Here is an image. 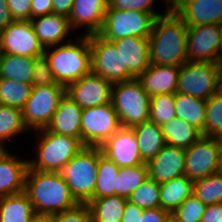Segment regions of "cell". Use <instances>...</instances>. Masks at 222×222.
<instances>
[{
  "label": "cell",
  "instance_id": "ee69618b",
  "mask_svg": "<svg viewBox=\"0 0 222 222\" xmlns=\"http://www.w3.org/2000/svg\"><path fill=\"white\" fill-rule=\"evenodd\" d=\"M32 0H7L14 21L31 19Z\"/></svg>",
  "mask_w": 222,
  "mask_h": 222
},
{
  "label": "cell",
  "instance_id": "6da1fadb",
  "mask_svg": "<svg viewBox=\"0 0 222 222\" xmlns=\"http://www.w3.org/2000/svg\"><path fill=\"white\" fill-rule=\"evenodd\" d=\"M188 27L169 9L156 17L149 36V61L152 65L177 66L188 62Z\"/></svg>",
  "mask_w": 222,
  "mask_h": 222
},
{
  "label": "cell",
  "instance_id": "484cf974",
  "mask_svg": "<svg viewBox=\"0 0 222 222\" xmlns=\"http://www.w3.org/2000/svg\"><path fill=\"white\" fill-rule=\"evenodd\" d=\"M193 183L183 175L160 184V207L173 213L178 206L193 194Z\"/></svg>",
  "mask_w": 222,
  "mask_h": 222
},
{
  "label": "cell",
  "instance_id": "cb8c5ba5",
  "mask_svg": "<svg viewBox=\"0 0 222 222\" xmlns=\"http://www.w3.org/2000/svg\"><path fill=\"white\" fill-rule=\"evenodd\" d=\"M113 42L121 51L123 68H128L136 78L150 66L149 38L130 36Z\"/></svg>",
  "mask_w": 222,
  "mask_h": 222
},
{
  "label": "cell",
  "instance_id": "4fadbf2b",
  "mask_svg": "<svg viewBox=\"0 0 222 222\" xmlns=\"http://www.w3.org/2000/svg\"><path fill=\"white\" fill-rule=\"evenodd\" d=\"M0 51L18 56L40 57L45 48L34 32L30 20H19L13 21L0 31Z\"/></svg>",
  "mask_w": 222,
  "mask_h": 222
},
{
  "label": "cell",
  "instance_id": "74e56055",
  "mask_svg": "<svg viewBox=\"0 0 222 222\" xmlns=\"http://www.w3.org/2000/svg\"><path fill=\"white\" fill-rule=\"evenodd\" d=\"M127 201L142 209L160 207V183L148 178L129 195Z\"/></svg>",
  "mask_w": 222,
  "mask_h": 222
},
{
  "label": "cell",
  "instance_id": "8992f818",
  "mask_svg": "<svg viewBox=\"0 0 222 222\" xmlns=\"http://www.w3.org/2000/svg\"><path fill=\"white\" fill-rule=\"evenodd\" d=\"M111 102L121 127L131 128L149 119L150 96L136 78L113 84Z\"/></svg>",
  "mask_w": 222,
  "mask_h": 222
},
{
  "label": "cell",
  "instance_id": "c3c4849f",
  "mask_svg": "<svg viewBox=\"0 0 222 222\" xmlns=\"http://www.w3.org/2000/svg\"><path fill=\"white\" fill-rule=\"evenodd\" d=\"M143 210L139 206L127 201L121 222H138V215H142Z\"/></svg>",
  "mask_w": 222,
  "mask_h": 222
},
{
  "label": "cell",
  "instance_id": "30bf717a",
  "mask_svg": "<svg viewBox=\"0 0 222 222\" xmlns=\"http://www.w3.org/2000/svg\"><path fill=\"white\" fill-rule=\"evenodd\" d=\"M64 95V85L33 86L22 109L25 126L35 131L46 128Z\"/></svg>",
  "mask_w": 222,
  "mask_h": 222
},
{
  "label": "cell",
  "instance_id": "f5cc1de1",
  "mask_svg": "<svg viewBox=\"0 0 222 222\" xmlns=\"http://www.w3.org/2000/svg\"><path fill=\"white\" fill-rule=\"evenodd\" d=\"M218 67V92L222 93V57L217 61Z\"/></svg>",
  "mask_w": 222,
  "mask_h": 222
},
{
  "label": "cell",
  "instance_id": "bcb514c9",
  "mask_svg": "<svg viewBox=\"0 0 222 222\" xmlns=\"http://www.w3.org/2000/svg\"><path fill=\"white\" fill-rule=\"evenodd\" d=\"M53 12L52 0H32L31 19Z\"/></svg>",
  "mask_w": 222,
  "mask_h": 222
},
{
  "label": "cell",
  "instance_id": "7a4b0ae2",
  "mask_svg": "<svg viewBox=\"0 0 222 222\" xmlns=\"http://www.w3.org/2000/svg\"><path fill=\"white\" fill-rule=\"evenodd\" d=\"M37 214H56L79 203L60 172H44L28 168L25 190Z\"/></svg>",
  "mask_w": 222,
  "mask_h": 222
},
{
  "label": "cell",
  "instance_id": "8d00e7d4",
  "mask_svg": "<svg viewBox=\"0 0 222 222\" xmlns=\"http://www.w3.org/2000/svg\"><path fill=\"white\" fill-rule=\"evenodd\" d=\"M175 117V93L157 94L150 97L149 121L161 126Z\"/></svg>",
  "mask_w": 222,
  "mask_h": 222
},
{
  "label": "cell",
  "instance_id": "f6af8a7d",
  "mask_svg": "<svg viewBox=\"0 0 222 222\" xmlns=\"http://www.w3.org/2000/svg\"><path fill=\"white\" fill-rule=\"evenodd\" d=\"M168 214L161 207L144 209L142 215H138V222H165Z\"/></svg>",
  "mask_w": 222,
  "mask_h": 222
},
{
  "label": "cell",
  "instance_id": "4316f807",
  "mask_svg": "<svg viewBox=\"0 0 222 222\" xmlns=\"http://www.w3.org/2000/svg\"><path fill=\"white\" fill-rule=\"evenodd\" d=\"M176 117L199 129L204 136L206 119V100L196 98L190 94L175 93Z\"/></svg>",
  "mask_w": 222,
  "mask_h": 222
},
{
  "label": "cell",
  "instance_id": "f546056e",
  "mask_svg": "<svg viewBox=\"0 0 222 222\" xmlns=\"http://www.w3.org/2000/svg\"><path fill=\"white\" fill-rule=\"evenodd\" d=\"M35 214L25 192L0 198V222H29Z\"/></svg>",
  "mask_w": 222,
  "mask_h": 222
},
{
  "label": "cell",
  "instance_id": "ba28073f",
  "mask_svg": "<svg viewBox=\"0 0 222 222\" xmlns=\"http://www.w3.org/2000/svg\"><path fill=\"white\" fill-rule=\"evenodd\" d=\"M91 50V72L108 80L112 84L133 80L136 77L123 68L121 51L113 41L103 38L99 33L89 35Z\"/></svg>",
  "mask_w": 222,
  "mask_h": 222
},
{
  "label": "cell",
  "instance_id": "7402d4cb",
  "mask_svg": "<svg viewBox=\"0 0 222 222\" xmlns=\"http://www.w3.org/2000/svg\"><path fill=\"white\" fill-rule=\"evenodd\" d=\"M180 67L152 65L136 79L150 97L157 94L176 93Z\"/></svg>",
  "mask_w": 222,
  "mask_h": 222
},
{
  "label": "cell",
  "instance_id": "f35d334b",
  "mask_svg": "<svg viewBox=\"0 0 222 222\" xmlns=\"http://www.w3.org/2000/svg\"><path fill=\"white\" fill-rule=\"evenodd\" d=\"M204 136H222V93L217 92L206 100Z\"/></svg>",
  "mask_w": 222,
  "mask_h": 222
},
{
  "label": "cell",
  "instance_id": "5bb4252c",
  "mask_svg": "<svg viewBox=\"0 0 222 222\" xmlns=\"http://www.w3.org/2000/svg\"><path fill=\"white\" fill-rule=\"evenodd\" d=\"M187 57L191 62H214L221 58V32L218 24L188 27Z\"/></svg>",
  "mask_w": 222,
  "mask_h": 222
},
{
  "label": "cell",
  "instance_id": "11a10c76",
  "mask_svg": "<svg viewBox=\"0 0 222 222\" xmlns=\"http://www.w3.org/2000/svg\"><path fill=\"white\" fill-rule=\"evenodd\" d=\"M165 222H182V221L173 213H169Z\"/></svg>",
  "mask_w": 222,
  "mask_h": 222
},
{
  "label": "cell",
  "instance_id": "60d3db41",
  "mask_svg": "<svg viewBox=\"0 0 222 222\" xmlns=\"http://www.w3.org/2000/svg\"><path fill=\"white\" fill-rule=\"evenodd\" d=\"M33 86H50V85H62L59 84L53 74L47 58L42 55L35 57L33 64L32 75Z\"/></svg>",
  "mask_w": 222,
  "mask_h": 222
},
{
  "label": "cell",
  "instance_id": "9a60e30c",
  "mask_svg": "<svg viewBox=\"0 0 222 222\" xmlns=\"http://www.w3.org/2000/svg\"><path fill=\"white\" fill-rule=\"evenodd\" d=\"M113 84L101 76L90 72L78 81L65 87V94L82 109L96 107L111 102Z\"/></svg>",
  "mask_w": 222,
  "mask_h": 222
},
{
  "label": "cell",
  "instance_id": "f1b7e54d",
  "mask_svg": "<svg viewBox=\"0 0 222 222\" xmlns=\"http://www.w3.org/2000/svg\"><path fill=\"white\" fill-rule=\"evenodd\" d=\"M35 57L0 53V78L32 84Z\"/></svg>",
  "mask_w": 222,
  "mask_h": 222
},
{
  "label": "cell",
  "instance_id": "3957f363",
  "mask_svg": "<svg viewBox=\"0 0 222 222\" xmlns=\"http://www.w3.org/2000/svg\"><path fill=\"white\" fill-rule=\"evenodd\" d=\"M78 38L75 43L74 41L71 43L72 40H70L47 47L43 54L49 62L56 81L65 87L91 72L89 35L82 34Z\"/></svg>",
  "mask_w": 222,
  "mask_h": 222
},
{
  "label": "cell",
  "instance_id": "5b68a950",
  "mask_svg": "<svg viewBox=\"0 0 222 222\" xmlns=\"http://www.w3.org/2000/svg\"><path fill=\"white\" fill-rule=\"evenodd\" d=\"M101 154L100 147L85 146L60 171L79 204H87L93 199Z\"/></svg>",
  "mask_w": 222,
  "mask_h": 222
},
{
  "label": "cell",
  "instance_id": "44dd1931",
  "mask_svg": "<svg viewBox=\"0 0 222 222\" xmlns=\"http://www.w3.org/2000/svg\"><path fill=\"white\" fill-rule=\"evenodd\" d=\"M81 114L82 108L65 94L60 99L46 129L55 134L71 136L81 140Z\"/></svg>",
  "mask_w": 222,
  "mask_h": 222
},
{
  "label": "cell",
  "instance_id": "836d02e7",
  "mask_svg": "<svg viewBox=\"0 0 222 222\" xmlns=\"http://www.w3.org/2000/svg\"><path fill=\"white\" fill-rule=\"evenodd\" d=\"M148 179L147 164L120 167L116 182V195L128 198L142 183Z\"/></svg>",
  "mask_w": 222,
  "mask_h": 222
},
{
  "label": "cell",
  "instance_id": "1f68e13d",
  "mask_svg": "<svg viewBox=\"0 0 222 222\" xmlns=\"http://www.w3.org/2000/svg\"><path fill=\"white\" fill-rule=\"evenodd\" d=\"M120 167L101 154L98 158V175L93 199L116 195V182Z\"/></svg>",
  "mask_w": 222,
  "mask_h": 222
},
{
  "label": "cell",
  "instance_id": "f907efd6",
  "mask_svg": "<svg viewBox=\"0 0 222 222\" xmlns=\"http://www.w3.org/2000/svg\"><path fill=\"white\" fill-rule=\"evenodd\" d=\"M52 5L54 13L68 17L72 9L73 0H52Z\"/></svg>",
  "mask_w": 222,
  "mask_h": 222
},
{
  "label": "cell",
  "instance_id": "d590c367",
  "mask_svg": "<svg viewBox=\"0 0 222 222\" xmlns=\"http://www.w3.org/2000/svg\"><path fill=\"white\" fill-rule=\"evenodd\" d=\"M193 195L206 205L222 203V171L195 180Z\"/></svg>",
  "mask_w": 222,
  "mask_h": 222
},
{
  "label": "cell",
  "instance_id": "681fc988",
  "mask_svg": "<svg viewBox=\"0 0 222 222\" xmlns=\"http://www.w3.org/2000/svg\"><path fill=\"white\" fill-rule=\"evenodd\" d=\"M14 21L7 5V0H0V31Z\"/></svg>",
  "mask_w": 222,
  "mask_h": 222
},
{
  "label": "cell",
  "instance_id": "83f0119b",
  "mask_svg": "<svg viewBox=\"0 0 222 222\" xmlns=\"http://www.w3.org/2000/svg\"><path fill=\"white\" fill-rule=\"evenodd\" d=\"M161 129L167 145L182 149L189 148L203 136L199 129L178 117L161 125Z\"/></svg>",
  "mask_w": 222,
  "mask_h": 222
},
{
  "label": "cell",
  "instance_id": "d6a6232c",
  "mask_svg": "<svg viewBox=\"0 0 222 222\" xmlns=\"http://www.w3.org/2000/svg\"><path fill=\"white\" fill-rule=\"evenodd\" d=\"M26 130L28 128L24 124L22 110L0 104V148L6 149L4 145L7 141Z\"/></svg>",
  "mask_w": 222,
  "mask_h": 222
},
{
  "label": "cell",
  "instance_id": "7bdbcfd3",
  "mask_svg": "<svg viewBox=\"0 0 222 222\" xmlns=\"http://www.w3.org/2000/svg\"><path fill=\"white\" fill-rule=\"evenodd\" d=\"M155 0H108L107 8H115L118 10H137L150 14H164L154 11ZM167 2V0H165Z\"/></svg>",
  "mask_w": 222,
  "mask_h": 222
},
{
  "label": "cell",
  "instance_id": "d4e9b609",
  "mask_svg": "<svg viewBox=\"0 0 222 222\" xmlns=\"http://www.w3.org/2000/svg\"><path fill=\"white\" fill-rule=\"evenodd\" d=\"M136 135L140 156L147 163L166 145L161 126L152 121H145L131 127Z\"/></svg>",
  "mask_w": 222,
  "mask_h": 222
},
{
  "label": "cell",
  "instance_id": "7c38bea8",
  "mask_svg": "<svg viewBox=\"0 0 222 222\" xmlns=\"http://www.w3.org/2000/svg\"><path fill=\"white\" fill-rule=\"evenodd\" d=\"M222 171L217 138L202 136L185 149V176L195 181Z\"/></svg>",
  "mask_w": 222,
  "mask_h": 222
},
{
  "label": "cell",
  "instance_id": "2e32d148",
  "mask_svg": "<svg viewBox=\"0 0 222 222\" xmlns=\"http://www.w3.org/2000/svg\"><path fill=\"white\" fill-rule=\"evenodd\" d=\"M102 154L119 167L145 164L140 156L135 132L130 127H120L101 146Z\"/></svg>",
  "mask_w": 222,
  "mask_h": 222
},
{
  "label": "cell",
  "instance_id": "9c48e42d",
  "mask_svg": "<svg viewBox=\"0 0 222 222\" xmlns=\"http://www.w3.org/2000/svg\"><path fill=\"white\" fill-rule=\"evenodd\" d=\"M120 127L112 102L82 109L81 141L84 146L100 147Z\"/></svg>",
  "mask_w": 222,
  "mask_h": 222
},
{
  "label": "cell",
  "instance_id": "d6986e66",
  "mask_svg": "<svg viewBox=\"0 0 222 222\" xmlns=\"http://www.w3.org/2000/svg\"><path fill=\"white\" fill-rule=\"evenodd\" d=\"M7 150H0V198L24 192L29 168L28 159H19Z\"/></svg>",
  "mask_w": 222,
  "mask_h": 222
},
{
  "label": "cell",
  "instance_id": "ffe728a7",
  "mask_svg": "<svg viewBox=\"0 0 222 222\" xmlns=\"http://www.w3.org/2000/svg\"><path fill=\"white\" fill-rule=\"evenodd\" d=\"M187 27L220 24L222 0H185L174 11Z\"/></svg>",
  "mask_w": 222,
  "mask_h": 222
},
{
  "label": "cell",
  "instance_id": "ab89813d",
  "mask_svg": "<svg viewBox=\"0 0 222 222\" xmlns=\"http://www.w3.org/2000/svg\"><path fill=\"white\" fill-rule=\"evenodd\" d=\"M206 206L192 194L178 206L173 214L182 222H201Z\"/></svg>",
  "mask_w": 222,
  "mask_h": 222
},
{
  "label": "cell",
  "instance_id": "4dcf8cb0",
  "mask_svg": "<svg viewBox=\"0 0 222 222\" xmlns=\"http://www.w3.org/2000/svg\"><path fill=\"white\" fill-rule=\"evenodd\" d=\"M127 199L117 195L92 199L87 203L92 222H121Z\"/></svg>",
  "mask_w": 222,
  "mask_h": 222
},
{
  "label": "cell",
  "instance_id": "277c9868",
  "mask_svg": "<svg viewBox=\"0 0 222 222\" xmlns=\"http://www.w3.org/2000/svg\"><path fill=\"white\" fill-rule=\"evenodd\" d=\"M37 131L36 159H28L30 169L60 172L85 147L79 138L55 134L46 128Z\"/></svg>",
  "mask_w": 222,
  "mask_h": 222
},
{
  "label": "cell",
  "instance_id": "52a82bcc",
  "mask_svg": "<svg viewBox=\"0 0 222 222\" xmlns=\"http://www.w3.org/2000/svg\"><path fill=\"white\" fill-rule=\"evenodd\" d=\"M161 15L163 14L107 8L99 34L110 41L130 36L149 38L156 17Z\"/></svg>",
  "mask_w": 222,
  "mask_h": 222
},
{
  "label": "cell",
  "instance_id": "b9f144b4",
  "mask_svg": "<svg viewBox=\"0 0 222 222\" xmlns=\"http://www.w3.org/2000/svg\"><path fill=\"white\" fill-rule=\"evenodd\" d=\"M53 222H92L87 204H78L74 208L52 215Z\"/></svg>",
  "mask_w": 222,
  "mask_h": 222
},
{
  "label": "cell",
  "instance_id": "e575fe53",
  "mask_svg": "<svg viewBox=\"0 0 222 222\" xmlns=\"http://www.w3.org/2000/svg\"><path fill=\"white\" fill-rule=\"evenodd\" d=\"M33 85L0 78V104L23 109Z\"/></svg>",
  "mask_w": 222,
  "mask_h": 222
},
{
  "label": "cell",
  "instance_id": "816d5d0a",
  "mask_svg": "<svg viewBox=\"0 0 222 222\" xmlns=\"http://www.w3.org/2000/svg\"><path fill=\"white\" fill-rule=\"evenodd\" d=\"M29 222H53L52 214H37L35 213Z\"/></svg>",
  "mask_w": 222,
  "mask_h": 222
},
{
  "label": "cell",
  "instance_id": "6f0895ef",
  "mask_svg": "<svg viewBox=\"0 0 222 222\" xmlns=\"http://www.w3.org/2000/svg\"><path fill=\"white\" fill-rule=\"evenodd\" d=\"M220 32H221V57H222V21L219 24Z\"/></svg>",
  "mask_w": 222,
  "mask_h": 222
},
{
  "label": "cell",
  "instance_id": "e0dca14e",
  "mask_svg": "<svg viewBox=\"0 0 222 222\" xmlns=\"http://www.w3.org/2000/svg\"><path fill=\"white\" fill-rule=\"evenodd\" d=\"M148 178L164 183L185 175V149L165 145L162 150L147 163Z\"/></svg>",
  "mask_w": 222,
  "mask_h": 222
},
{
  "label": "cell",
  "instance_id": "9f6ffc18",
  "mask_svg": "<svg viewBox=\"0 0 222 222\" xmlns=\"http://www.w3.org/2000/svg\"><path fill=\"white\" fill-rule=\"evenodd\" d=\"M216 138H217L218 146H219L220 163H221V169H222V136H219Z\"/></svg>",
  "mask_w": 222,
  "mask_h": 222
},
{
  "label": "cell",
  "instance_id": "8fae6325",
  "mask_svg": "<svg viewBox=\"0 0 222 222\" xmlns=\"http://www.w3.org/2000/svg\"><path fill=\"white\" fill-rule=\"evenodd\" d=\"M177 92L207 100L218 92V67L214 62L188 61L180 66Z\"/></svg>",
  "mask_w": 222,
  "mask_h": 222
},
{
  "label": "cell",
  "instance_id": "7dc6e473",
  "mask_svg": "<svg viewBox=\"0 0 222 222\" xmlns=\"http://www.w3.org/2000/svg\"><path fill=\"white\" fill-rule=\"evenodd\" d=\"M201 222H222V203L207 205Z\"/></svg>",
  "mask_w": 222,
  "mask_h": 222
},
{
  "label": "cell",
  "instance_id": "603a6c76",
  "mask_svg": "<svg viewBox=\"0 0 222 222\" xmlns=\"http://www.w3.org/2000/svg\"><path fill=\"white\" fill-rule=\"evenodd\" d=\"M31 25L44 48L66 42L72 29L67 16L54 12L30 19Z\"/></svg>",
  "mask_w": 222,
  "mask_h": 222
},
{
  "label": "cell",
  "instance_id": "db71d44e",
  "mask_svg": "<svg viewBox=\"0 0 222 222\" xmlns=\"http://www.w3.org/2000/svg\"><path fill=\"white\" fill-rule=\"evenodd\" d=\"M185 0H167V9L175 11ZM169 6V7H168Z\"/></svg>",
  "mask_w": 222,
  "mask_h": 222
},
{
  "label": "cell",
  "instance_id": "ac0fdd59",
  "mask_svg": "<svg viewBox=\"0 0 222 222\" xmlns=\"http://www.w3.org/2000/svg\"><path fill=\"white\" fill-rule=\"evenodd\" d=\"M108 0H73L68 16L71 29L85 28L84 35L99 33L103 27Z\"/></svg>",
  "mask_w": 222,
  "mask_h": 222
}]
</instances>
